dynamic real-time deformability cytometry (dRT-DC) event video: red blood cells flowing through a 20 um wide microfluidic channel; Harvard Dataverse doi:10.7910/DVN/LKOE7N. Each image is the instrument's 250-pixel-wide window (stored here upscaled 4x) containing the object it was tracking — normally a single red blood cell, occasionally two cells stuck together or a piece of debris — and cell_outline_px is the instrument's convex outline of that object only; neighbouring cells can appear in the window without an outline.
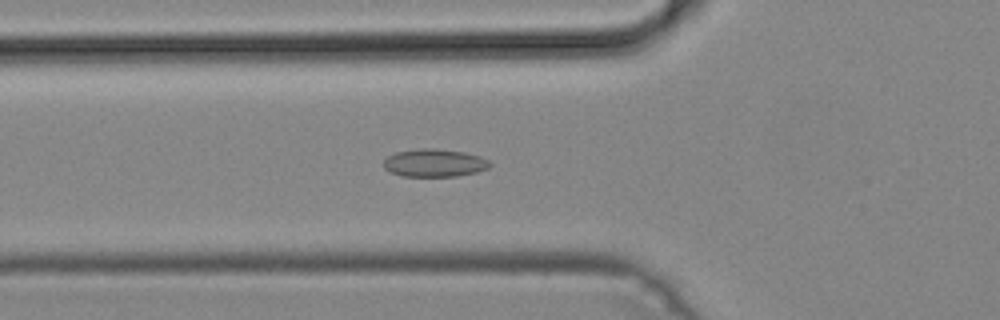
{"species": "common noctule bat (a hibernating species)", "species_latin": "Nyctalus noctula", "temperature_condition": "cold", "stored_images_in_passage": 49, "camera_frame_rate_fps": 3000, "um_per_image_px": 0.085, "animal": {"sex": "male", "body_mass_g": 19.2, "forearm_length_mm": 51.8}, "frame": {"image": 1, "passage_image": 17, "time_ms": 5.333, "image_size_px": [1000, 320], "cell_outline_px": [[492, 164], [488, 168], [476, 172], [456, 176], [404, 176], [392, 172], [384, 168], [384, 160], [388, 156], [396, 152], [420, 148], [436, 148], [464, 152], [480, 156], [488, 160]], "centroid_in_image_um": [36.94, 13.84], "position_along_channel_um": 88.9, "area_um2": 17.17}}
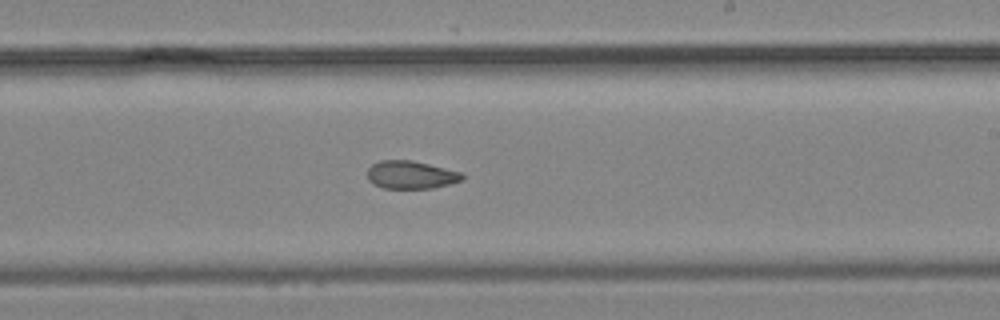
{"frame": {"image": 2, "passage_image": 29, "time_ms": 9.333, "image_size_px": [1000, 320], "cell_outline_px": [[464, 180], [432, 188], [384, 188], [368, 180], [368, 168], [372, 164], [380, 160], [412, 160], [460, 172], [464, 176]], "centroid_in_image_um": [34.92, 14.85], "position_along_channel_um": 254.1, "area_um2": 15.26}}
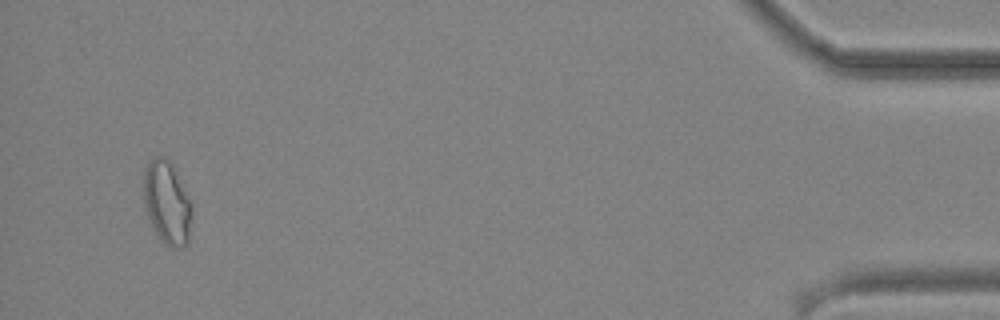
{"frame": {"image": 3, "passage_image": 47, "time_ms": 15.333, "image_size_px": [1000, 320], "cell_outline_px": [[188, 244], [180, 248], [168, 244], [156, 232], [152, 224], [144, 200], [144, 168], [148, 160], [156, 156], [164, 156], [172, 164], [188, 200]], "centroid_in_image_um": [14.13, 17.14], "position_along_channel_um": 421.1, "area_um2": 21.85}}